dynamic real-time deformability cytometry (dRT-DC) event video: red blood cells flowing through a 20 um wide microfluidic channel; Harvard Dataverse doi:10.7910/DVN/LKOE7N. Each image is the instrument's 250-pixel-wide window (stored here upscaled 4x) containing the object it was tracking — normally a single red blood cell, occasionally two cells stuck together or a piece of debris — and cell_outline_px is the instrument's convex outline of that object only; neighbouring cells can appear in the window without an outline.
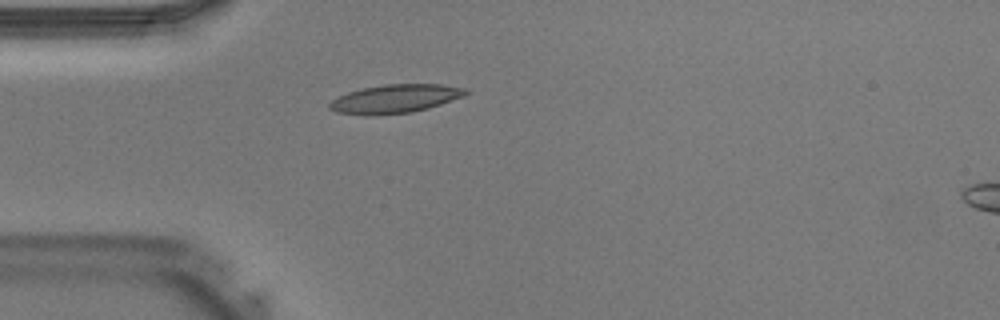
{"species": "Egyptian fruit bat (a non-hibernating species)", "species_latin": "Rousettus aegyptiacus", "temperature_condition": "warm", "stored_images_in_passage": 26, "camera_frame_rate_fps": 3000, "um_per_image_px": 0.085, "animal": {"sex": "male"}, "frame": {"image": 1, "passage_image": 1, "time_ms": 0.0, "image_size_px": [1000, 320], "cell_outline_px": [[468, 92], [464, 96], [428, 108], [412, 112], [376, 116], [364, 116], [336, 112], [328, 108], [328, 104], [332, 100], [348, 92], [364, 88], [384, 84], [440, 84], [468, 88]], "centroid_in_image_um": [33.57, 8.41], "position_along_channel_um": 51.4, "area_um2": 22.83}}
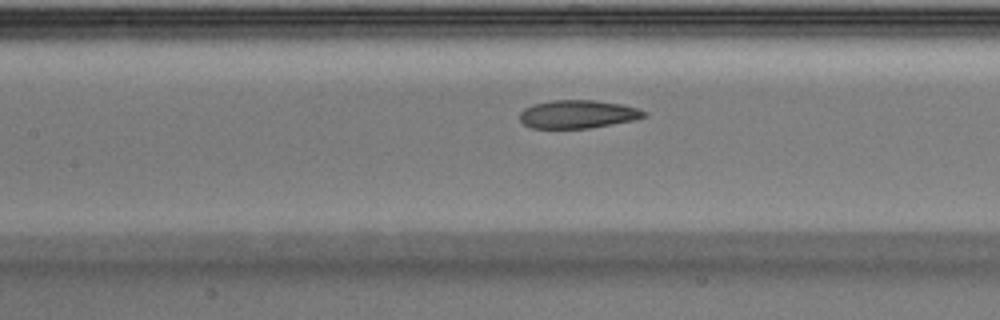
{"frame": {"image": 2, "passage_image": 8, "time_ms": 2.333, "image_size_px": [1000, 320], "cell_outline_px": [[648, 116], [636, 120], [588, 128], [532, 128], [524, 124], [520, 120], [520, 112], [524, 108], [532, 104], [552, 100], [592, 100], [620, 104], [636, 108], [648, 112]], "centroid_in_image_um": [49.12, 9.71], "position_along_channel_um": 158.3, "area_um2": 20.46}}
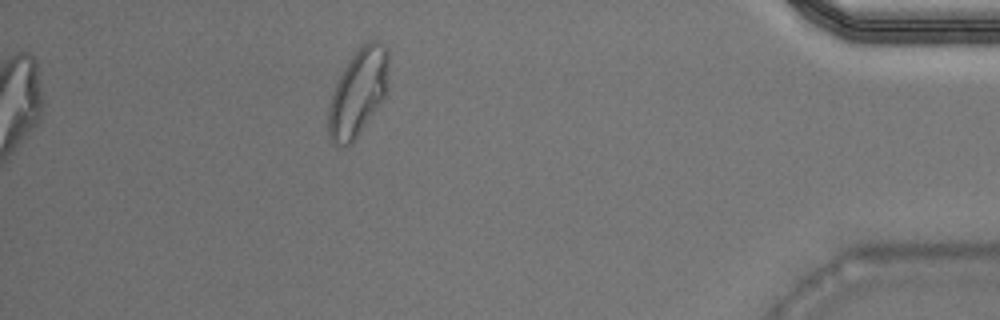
{"frame": {"image": 3, "passage_image": 26, "time_ms": 8.333, "image_size_px": [1000, 320], "cell_outline_px": [[388, 92], [380, 104], [352, 144], [348, 148], [332, 144], [328, 136], [328, 108], [332, 92], [344, 68], [352, 56], [368, 40], [376, 40], [388, 52]], "centroid_in_image_um": [30.43, 7.94], "position_along_channel_um": 404.8, "area_um2": 30.63}}